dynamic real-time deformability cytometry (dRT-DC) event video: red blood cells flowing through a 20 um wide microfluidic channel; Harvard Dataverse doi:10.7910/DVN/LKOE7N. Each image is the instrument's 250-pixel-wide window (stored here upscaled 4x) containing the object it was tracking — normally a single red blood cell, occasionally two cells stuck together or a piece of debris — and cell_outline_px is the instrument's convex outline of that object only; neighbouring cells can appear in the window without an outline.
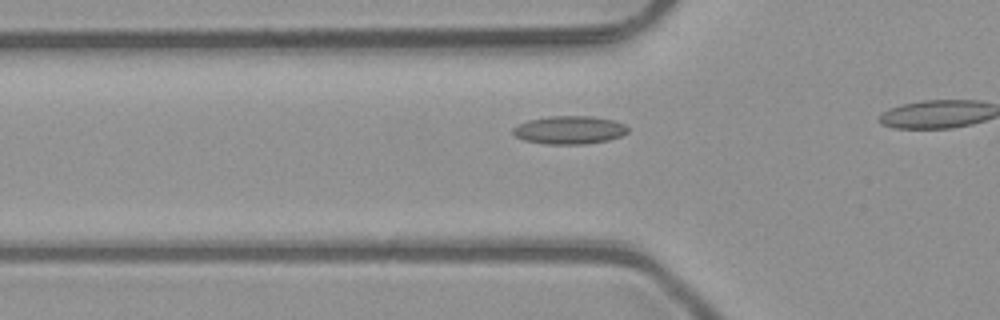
{"species": "common noctule bat (a hibernating species)", "species_latin": "Nyctalus noctula", "temperature_condition": "room temperature", "stored_images_in_passage": 18, "camera_frame_rate_fps": 3000, "um_per_image_px": 0.085, "animal": {"sex": "male", "body_mass_g": 23.1, "forearm_length_mm": 52.7}, "frame": {"image": 1, "passage_image": 13, "time_ms": 4.0, "image_size_px": [1000, 320], "cell_outline_px": [[628, 132], [620, 136], [608, 140], [584, 144], [548, 144], [524, 140], [516, 136], [512, 132], [512, 128], [528, 120], [548, 116], [592, 116], [612, 120], [624, 124], [628, 128]], "centroid_in_image_um": [48.39, 11.04], "position_along_channel_um": 77.4, "area_um2": 18.73}}
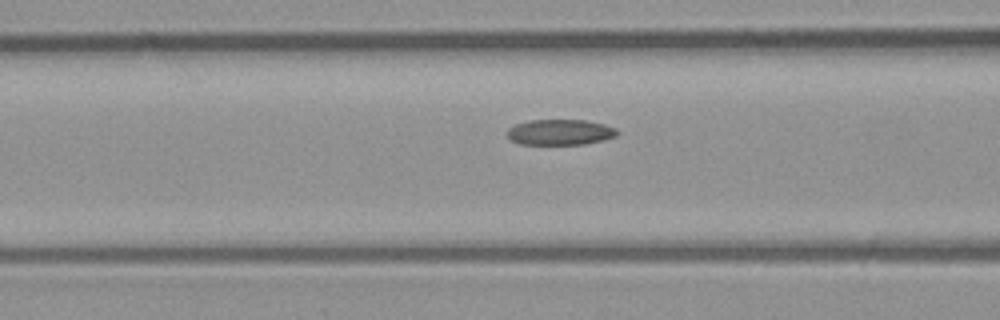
{"frame": {"image": 2, "passage_image": 16, "time_ms": 5.0, "image_size_px": [1000, 320], "cell_outline_px": [[620, 132], [616, 136], [584, 144], [520, 144], [512, 140], [508, 136], [508, 128], [516, 124], [528, 120], [584, 120], [604, 124], [616, 128]], "centroid_in_image_um": [47.61, 11.23], "position_along_channel_um": 119.0, "area_um2": 16.3}}